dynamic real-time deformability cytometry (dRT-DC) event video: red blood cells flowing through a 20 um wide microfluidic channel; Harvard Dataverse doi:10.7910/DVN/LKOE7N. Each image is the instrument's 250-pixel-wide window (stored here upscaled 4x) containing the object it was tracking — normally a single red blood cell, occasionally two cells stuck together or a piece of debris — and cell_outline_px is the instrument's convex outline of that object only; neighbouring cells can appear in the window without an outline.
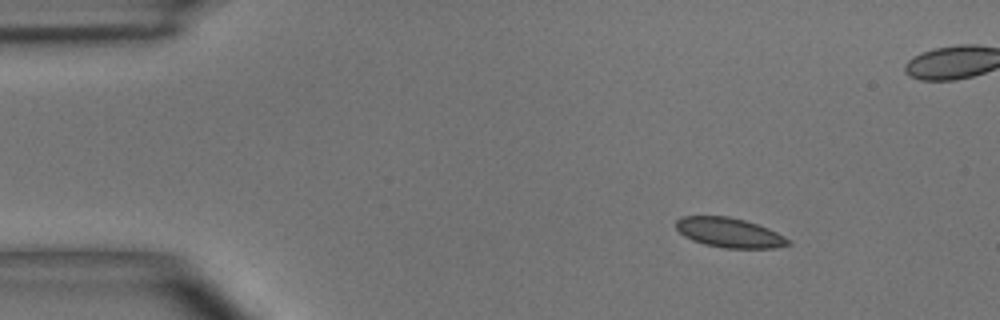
{"species": "common noctule bat (a hibernating species)", "species_latin": "Nyctalus noctula", "temperature_condition": "room temperature", "stored_images_in_passage": 4, "camera_frame_rate_fps": 3000, "um_per_image_px": 0.085, "animal": {"sex": "male", "body_mass_g": 15.6}, "frame": {"image": 1, "passage_image": 1, "time_ms": 0.0, "image_size_px": [1000, 320], "cell_outline_px": [[792, 244], [776, 248], [724, 248], [704, 244], [692, 240], [684, 236], [676, 228], [676, 220], [680, 216], [728, 216], [744, 220], [768, 228], [792, 240]], "centroid_in_image_um": [62.01, 19.78], "position_along_channel_um": 23.0, "area_um2": 19.48}}
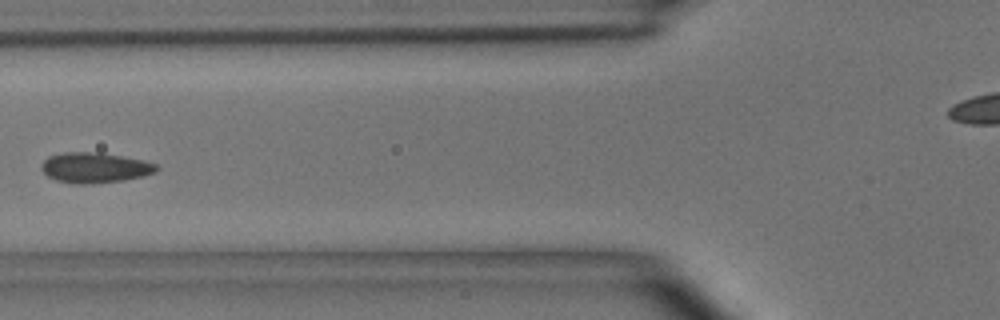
{"frame": {"image": 2, "passage_image": 4, "time_ms": 4.333, "image_size_px": [1000, 320], "cell_outline_px": [[160, 168], [156, 172], [144, 176], [124, 180], [84, 184], [76, 184], [56, 180], [48, 176], [40, 168], [44, 160], [48, 156], [64, 152], [100, 152], [144, 160], [156, 164]], "centroid_in_image_um": [8.08, 14.24], "position_along_channel_um": 117.7, "area_um2": 20.4}}